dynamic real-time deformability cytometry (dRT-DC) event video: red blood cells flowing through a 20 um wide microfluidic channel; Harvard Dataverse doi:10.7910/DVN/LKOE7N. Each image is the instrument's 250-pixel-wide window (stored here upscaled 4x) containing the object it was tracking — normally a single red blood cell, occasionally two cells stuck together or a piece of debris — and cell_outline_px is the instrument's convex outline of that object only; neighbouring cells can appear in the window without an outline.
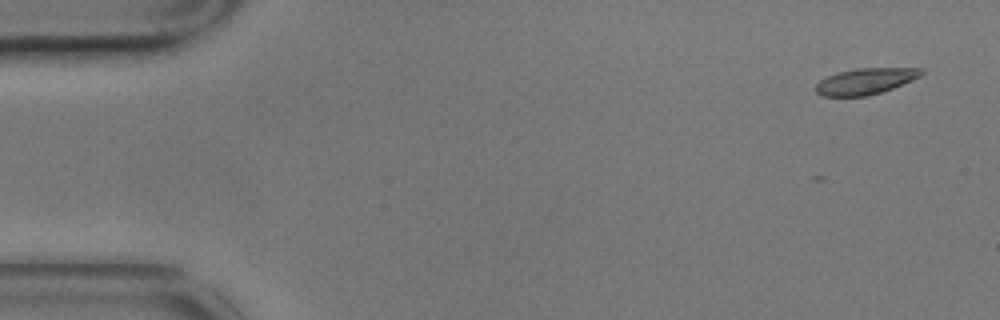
{"species": "common noctule bat (a hibernating species)", "species_latin": "Nyctalus noctula", "temperature_condition": "cold", "stored_images_in_passage": 4, "camera_frame_rate_fps": 3000, "um_per_image_px": 0.085, "animal": {"sex": "male", "body_mass_g": 17.9}, "frame": {"image": 1, "passage_image": 1, "time_ms": 0.0, "image_size_px": [1000, 320], "cell_outline_px": [[924, 72], [920, 76], [912, 80], [892, 88], [868, 96], [824, 96], [816, 92], [816, 84], [820, 80], [828, 76], [840, 72], [856, 68], [924, 68]], "centroid_in_image_um": [73.58, 6.9], "position_along_channel_um": 11.4, "area_um2": 15.9}}
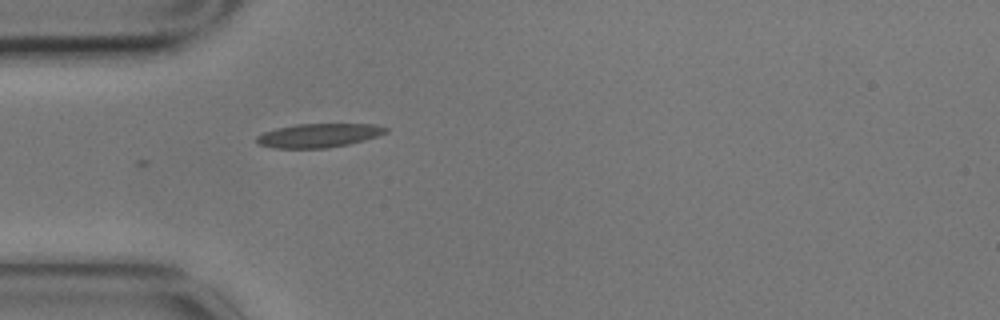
{"frame": {"image": 2, "passage_image": 4, "time_ms": 1.0, "image_size_px": [1000, 320], "cell_outline_px": [[388, 132], [364, 140], [348, 144], [328, 148], [272, 148], [260, 144], [256, 140], [256, 136], [264, 132], [276, 128], [296, 124], [376, 124], [388, 128]], "centroid_in_image_um": [27.09, 11.51], "position_along_channel_um": 57.9, "area_um2": 17.92}}